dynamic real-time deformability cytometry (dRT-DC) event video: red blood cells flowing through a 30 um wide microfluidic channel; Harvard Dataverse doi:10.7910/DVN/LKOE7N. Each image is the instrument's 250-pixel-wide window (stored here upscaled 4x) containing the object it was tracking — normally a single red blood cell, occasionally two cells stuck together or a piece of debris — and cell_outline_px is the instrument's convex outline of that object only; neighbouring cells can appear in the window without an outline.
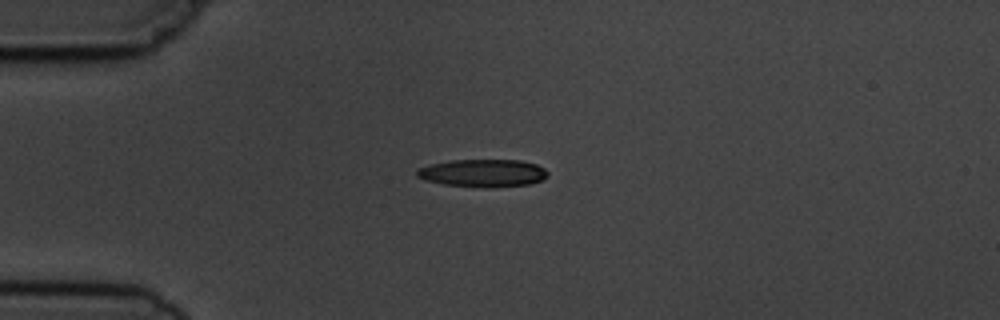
{"species": "common noctule bat (a hibernating species)", "species_latin": "Nyctalus noctula", "temperature_condition": "cold", "stored_images_in_passage": 3, "camera_frame_rate_fps": 3000, "um_per_image_px": 0.085, "animal": {"sex": "male", "body_mass_g": 19.5, "forearm_length_mm": 54.6}, "frame": {"image": 1, "passage_image": 1, "time_ms": 0.0, "image_size_px": [1000, 320], "cell_outline_px": [[548, 176], [540, 180], [528, 184], [492, 188], [484, 188], [444, 184], [424, 180], [416, 176], [416, 172], [420, 168], [432, 164], [452, 160], [520, 160], [536, 164], [544, 168], [548, 172]], "centroid_in_image_um": [41.06, 14.72], "position_along_channel_um": 43.9, "area_um2": 21.1}}
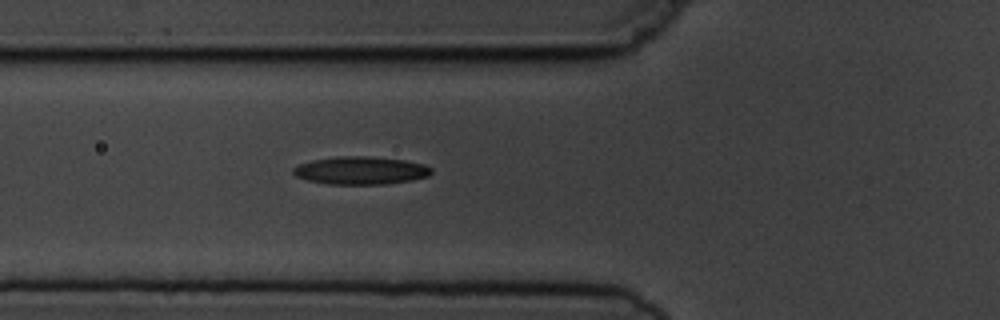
{"frame": {"image": 2, "passage_image": 3, "time_ms": 2.0, "image_size_px": [1000, 320], "cell_outline_px": [[432, 172], [428, 176], [412, 180], [388, 184], [328, 184], [308, 180], [296, 176], [292, 172], [292, 168], [300, 164], [312, 160], [336, 156], [368, 156], [404, 160], [424, 164], [432, 168]], "centroid_in_image_um": [30.66, 14.49], "position_along_channel_um": 95.1, "area_um2": 22.48}}